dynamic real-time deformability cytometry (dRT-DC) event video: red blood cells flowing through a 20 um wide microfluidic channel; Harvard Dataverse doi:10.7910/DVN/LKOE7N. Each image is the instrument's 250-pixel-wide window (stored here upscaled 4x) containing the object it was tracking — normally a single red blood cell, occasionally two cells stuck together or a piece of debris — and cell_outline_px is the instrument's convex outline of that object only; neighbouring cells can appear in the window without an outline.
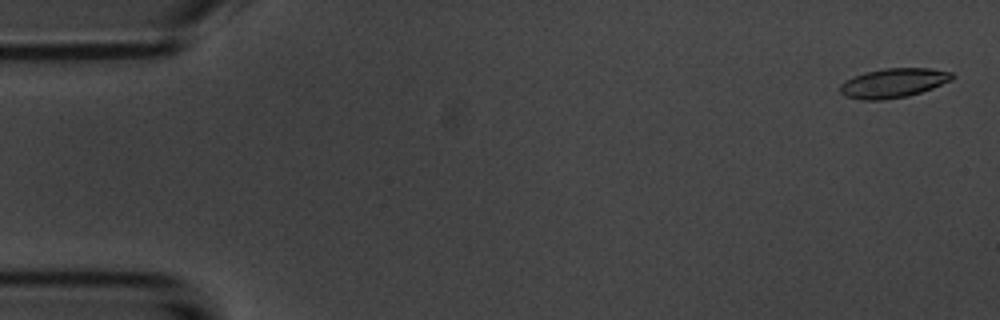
{"species": "common noctule bat (a hibernating species)", "species_latin": "Nyctalus noctula", "temperature_condition": "room temperature", "stored_images_in_passage": 5, "camera_frame_rate_fps": 3000, "um_per_image_px": 0.085, "animal": {"sex": "male", "body_mass_g": 20.1, "forearm_length_mm": 53.5}, "frame": {"image": 1, "passage_image": 1, "time_ms": 0.0, "image_size_px": [1000, 320], "cell_outline_px": [[956, 76], [952, 80], [932, 88], [908, 96], [880, 100], [860, 100], [844, 96], [840, 92], [840, 84], [844, 80], [852, 76], [864, 72], [884, 68], [928, 68], [952, 72]], "centroid_in_image_um": [75.91, 7.05], "position_along_channel_um": 9.1, "area_um2": 19.36}}
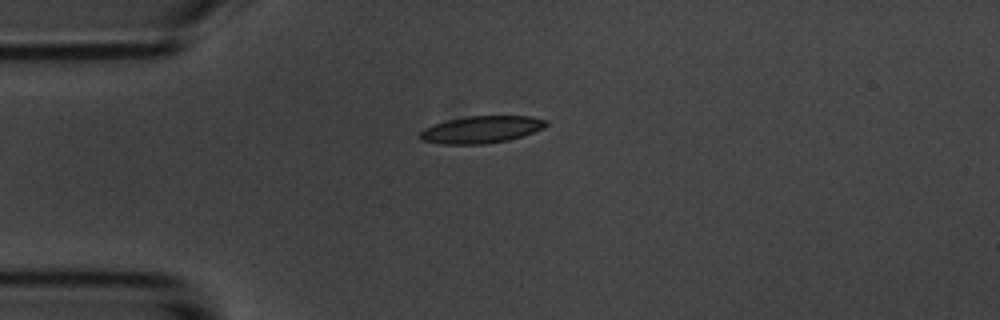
{"frame": {"image": 2, "passage_image": 4, "time_ms": 4.0, "image_size_px": [1000, 320], "cell_outline_px": [[548, 124], [544, 128], [508, 140], [484, 144], [440, 144], [424, 140], [420, 136], [420, 132], [424, 128], [432, 124], [464, 116], [532, 116], [548, 120]], "centroid_in_image_um": [40.92, 11.0], "position_along_channel_um": 44.1, "area_um2": 19.88}}
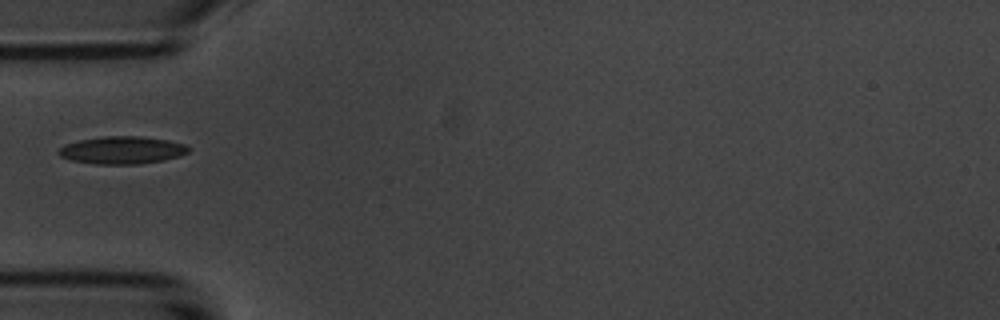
{"frame": {"image": 3, "passage_image": 5, "time_ms": 5.333, "image_size_px": [1000, 320], "cell_outline_px": [[192, 148], [188, 152], [180, 156], [164, 160], [140, 164], [96, 164], [72, 160], [60, 156], [56, 152], [60, 148], [68, 144], [80, 140], [104, 136], [140, 136], [168, 140], [184, 144]], "centroid_in_image_um": [10.42, 12.76], "position_along_channel_um": 74.6, "area_um2": 20.81}}